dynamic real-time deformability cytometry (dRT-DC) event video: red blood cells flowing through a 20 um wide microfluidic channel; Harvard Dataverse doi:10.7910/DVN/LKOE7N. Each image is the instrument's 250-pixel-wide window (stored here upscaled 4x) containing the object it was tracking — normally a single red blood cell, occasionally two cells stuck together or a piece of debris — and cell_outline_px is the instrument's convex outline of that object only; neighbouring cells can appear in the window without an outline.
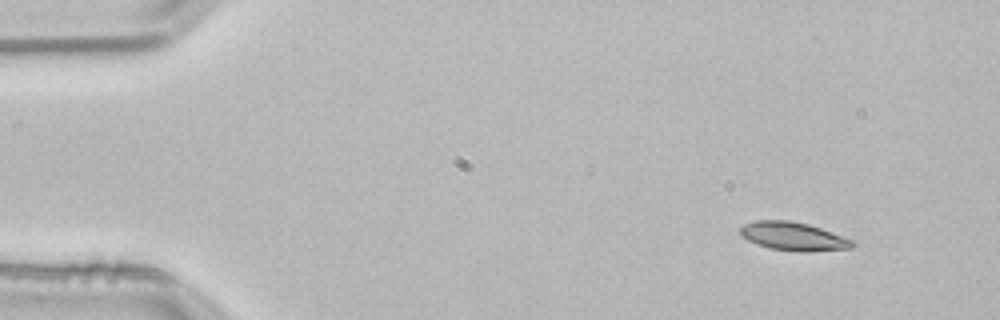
{"species": "common noctule bat (a hibernating species)", "species_latin": "Nyctalus noctula", "temperature_condition": "room temperature", "stored_images_in_passage": 3, "camera_frame_rate_fps": 3000, "um_per_image_px": 0.085, "animal": {"sex": "male", "body_mass_g": 21.5, "forearm_length_mm": 52.0}, "frame": {"image": 1, "passage_image": 1, "time_ms": 0.0, "image_size_px": [1000, 320], "cell_outline_px": [[856, 244], [852, 248], [808, 252], [800, 252], [768, 248], [756, 244], [740, 236], [740, 228], [744, 224], [756, 220], [788, 220], [808, 224], [856, 240]], "centroid_in_image_um": [67.46, 20.1], "position_along_channel_um": 17.5, "area_um2": 18.84}}
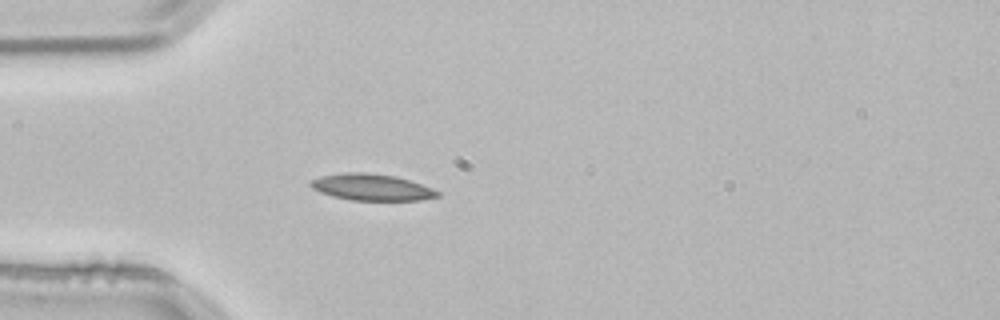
{"frame": {"image": 2, "passage_image": 3, "time_ms": 0.667, "image_size_px": [1000, 320], "cell_outline_px": [[440, 196], [420, 200], [352, 200], [332, 196], [320, 192], [312, 188], [308, 184], [312, 180], [320, 176], [344, 172], [368, 172], [396, 176], [432, 188], [440, 192]], "centroid_in_image_um": [31.57, 15.91], "position_along_channel_um": 53.4, "area_um2": 19.59}}